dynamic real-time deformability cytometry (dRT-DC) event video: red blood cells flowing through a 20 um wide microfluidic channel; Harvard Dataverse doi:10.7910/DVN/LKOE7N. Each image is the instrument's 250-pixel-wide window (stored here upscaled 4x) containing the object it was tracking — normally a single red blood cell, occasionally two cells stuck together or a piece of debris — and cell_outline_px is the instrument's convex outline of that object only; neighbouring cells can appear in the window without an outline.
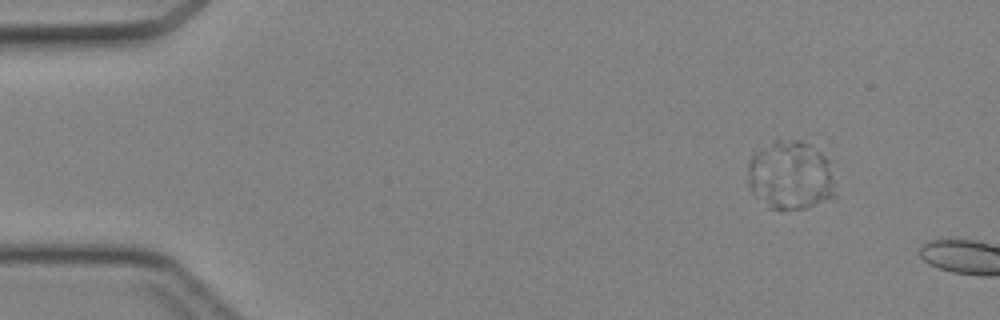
{"species": "Egyptian fruit bat (a non-hibernating species)", "species_latin": "Rousettus aegyptiacus", "temperature_condition": "cold", "stored_images_in_passage": 4, "camera_frame_rate_fps": 3000, "um_per_image_px": 0.085, "animal": {"sex": "female"}, "frame": {"image": 1, "passage_image": 1, "time_ms": 0.0, "image_size_px": [1000, 320], "cell_outline_px": [[836, 200], [804, 208], [768, 208], [748, 188], [748, 164], [752, 156], [776, 140], [800, 140], [808, 144], [820, 152], [828, 160], [836, 196]], "centroid_in_image_um": [67.21, 14.94], "position_along_channel_um": 17.8, "area_um2": 34.97}}